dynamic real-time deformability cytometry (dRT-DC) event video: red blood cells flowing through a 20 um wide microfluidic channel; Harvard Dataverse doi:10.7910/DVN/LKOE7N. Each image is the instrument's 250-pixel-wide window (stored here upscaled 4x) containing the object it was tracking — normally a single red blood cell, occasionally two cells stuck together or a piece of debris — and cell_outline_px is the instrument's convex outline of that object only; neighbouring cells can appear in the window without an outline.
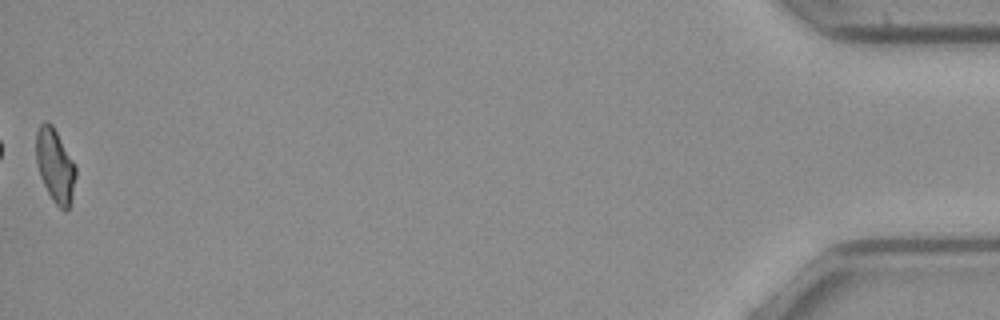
{"species": "common noctule bat (a hibernating species)", "species_latin": "Nyctalus noctula", "temperature_condition": "cold", "stored_images_in_passage": 50, "camera_frame_rate_fps": 3000, "um_per_image_px": 0.085, "animal": {"sex": "female", "body_mass_g": 21.9}, "frame": {"image": 1, "passage_image": 50, "time_ms": 16.333, "image_size_px": [1000, 320], "cell_outline_px": [[76, 176], [72, 196], [68, 208], [64, 212], [52, 200], [40, 176], [36, 160], [36, 132], [40, 124], [44, 120], [48, 120], [52, 124], [76, 164]], "centroid_in_image_um": [4.69, 14.04], "position_along_channel_um": 430.5, "area_um2": 17.11}, "authors_computed_cell_mechanics": {"area_um2": 18.2648, "velocity_mm_per_s": 4.001, "shape_relaxation_time_tau1_ms": 2.9701, "shape_relaxation_time_tau2_ms": 7.042, "deformation_change_tau1": 0.1033, "deformation_change_tau2": 0.1537}}